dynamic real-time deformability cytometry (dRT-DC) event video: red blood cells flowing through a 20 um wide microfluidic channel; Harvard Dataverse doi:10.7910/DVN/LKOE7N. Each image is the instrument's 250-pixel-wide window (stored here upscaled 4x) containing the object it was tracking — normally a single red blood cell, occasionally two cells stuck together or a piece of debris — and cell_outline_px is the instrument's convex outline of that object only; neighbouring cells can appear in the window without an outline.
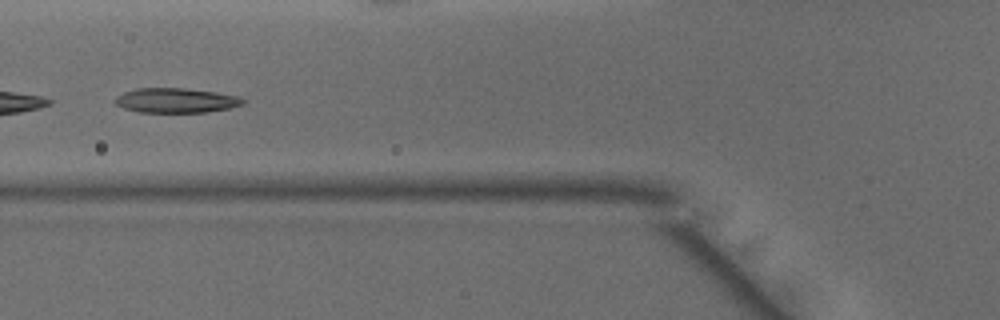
{"species": "common noctule bat (a hibernating species)", "species_latin": "Nyctalus noctula", "temperature_condition": "warm", "stored_images_in_passage": 23, "camera_frame_rate_fps": 3000, "um_per_image_px": 0.085, "animal": {"sex": "male", "body_mass_g": 15.6}, "frame": {"image": 1, "passage_image": 17, "time_ms": 5.333, "image_size_px": [1000, 320], "cell_outline_px": [[244, 104], [228, 108], [208, 112], [140, 112], [124, 108], [116, 104], [112, 100], [116, 96], [124, 92], [136, 88], [184, 88], [216, 92], [236, 96], [244, 100]], "centroid_in_image_um": [14.91, 8.53], "position_along_channel_um": 110.9, "area_um2": 18.32}}
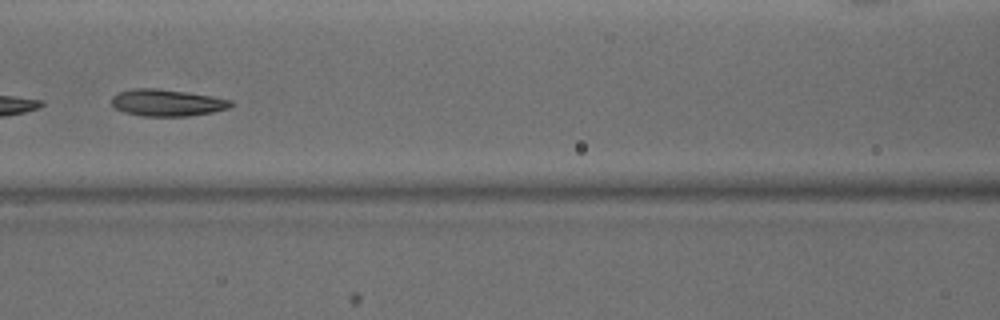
{"frame": {"image": 2, "passage_image": 20, "time_ms": 6.333, "image_size_px": [1000, 320], "cell_outline_px": [[232, 104], [228, 108], [212, 112], [188, 116], [144, 116], [124, 112], [116, 108], [112, 104], [112, 96], [120, 92], [132, 88], [156, 88], [212, 96], [232, 100]], "centroid_in_image_um": [14.18, 8.73], "position_along_channel_um": 152.4, "area_um2": 18.44}}